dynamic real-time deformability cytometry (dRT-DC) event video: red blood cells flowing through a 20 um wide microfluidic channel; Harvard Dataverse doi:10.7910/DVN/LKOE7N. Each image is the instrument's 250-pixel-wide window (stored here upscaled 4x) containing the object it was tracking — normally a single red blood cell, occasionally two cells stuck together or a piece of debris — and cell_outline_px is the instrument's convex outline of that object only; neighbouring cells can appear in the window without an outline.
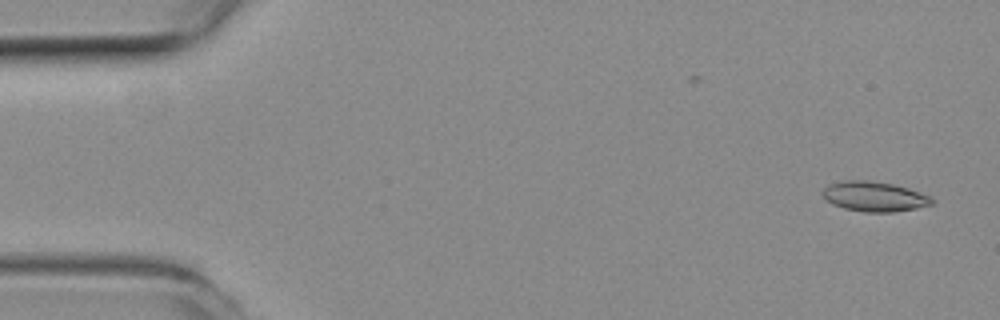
{"species": "common noctule bat (a hibernating species)", "species_latin": "Nyctalus noctula", "temperature_condition": "room temperature", "stored_images_in_passage": 51, "camera_frame_rate_fps": 3000, "um_per_image_px": 0.085, "animal": {"sex": "female", "body_mass_g": 19.3, "forearm_length_mm": 54.1}, "frame": {"image": 1, "passage_image": 2, "time_ms": 0.333, "image_size_px": [1000, 320], "cell_outline_px": [[936, 200], [932, 204], [916, 208], [892, 212], [864, 212], [844, 208], [832, 204], [820, 192], [828, 184], [844, 180], [868, 180], [892, 184], [908, 188], [932, 196]], "centroid_in_image_um": [74.33, 16.7], "position_along_channel_um": 10.7, "area_um2": 19.13}}
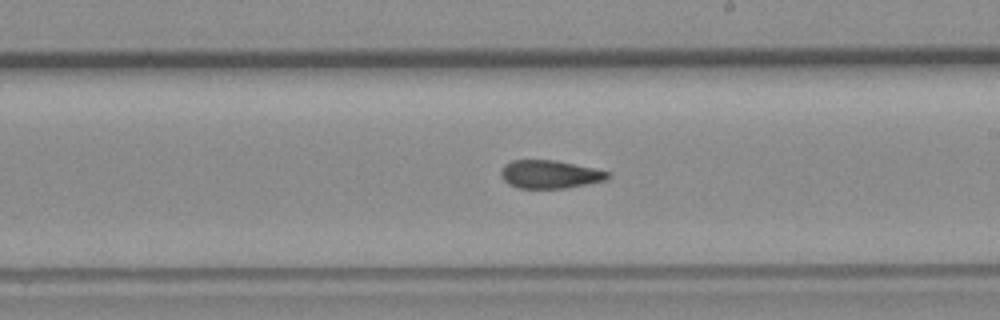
{"frame": {"image": 2, "passage_image": 29, "time_ms": 9.333, "image_size_px": [1000, 320], "cell_outline_px": [[612, 176], [608, 180], [588, 184], [564, 188], [520, 188], [508, 184], [504, 180], [500, 172], [504, 164], [512, 160], [556, 160], [592, 168], [608, 172]], "centroid_in_image_um": [46.74, 14.82], "position_along_channel_um": 242.3, "area_um2": 17.51}}
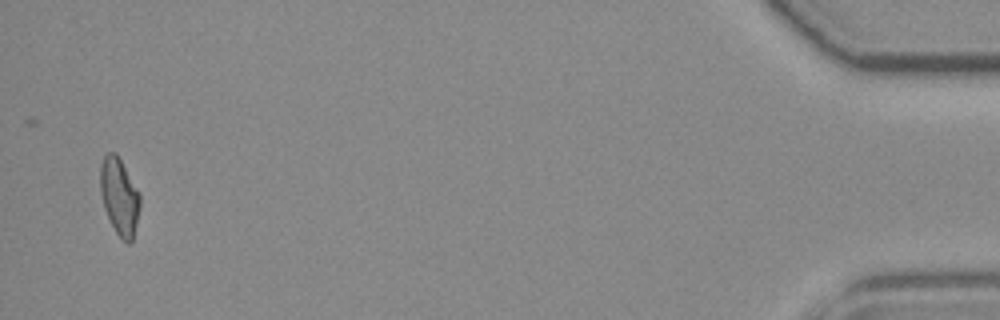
{"frame": {"image": 3, "passage_image": 50, "time_ms": 16.333, "image_size_px": [1000, 320], "cell_outline_px": [[140, 208], [132, 240], [128, 244], [120, 240], [104, 208], [100, 192], [100, 164], [104, 156], [108, 152], [116, 152], [140, 192]], "centroid_in_image_um": [10.15, 16.69], "position_along_channel_um": 425.1, "area_um2": 17.92}}